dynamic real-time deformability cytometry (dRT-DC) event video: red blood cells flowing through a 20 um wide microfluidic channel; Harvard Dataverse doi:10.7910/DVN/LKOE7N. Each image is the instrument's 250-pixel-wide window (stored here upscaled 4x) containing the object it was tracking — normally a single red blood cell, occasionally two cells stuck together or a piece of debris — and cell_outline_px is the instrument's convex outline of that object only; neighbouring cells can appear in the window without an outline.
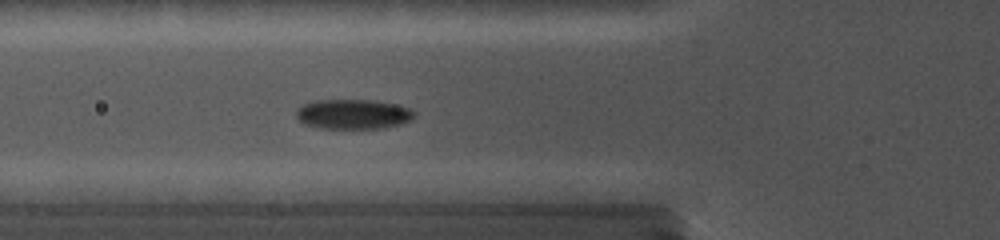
{"species": "common noctule bat (a hibernating species)", "species_latin": "Nyctalus noctula", "temperature_condition": "cold", "stored_images_in_passage": 23, "camera_frame_rate_fps": 5000, "um_per_image_px": 0.085, "animal": {"sex": "female", "body_mass_g": 19.0, "forearm_length_mm": 56.7}, "frame": {"image": 1, "passage_image": 14, "time_ms": 5.8, "image_size_px": [1000, 240], "cell_outline_px": [[416, 116], [400, 124], [384, 128], [320, 128], [304, 124], [296, 116], [296, 108], [312, 100], [376, 100], [408, 108], [416, 112]], "centroid_in_image_um": [29.98, 9.7], "position_along_channel_um": 95.8, "area_um2": 20.46}}
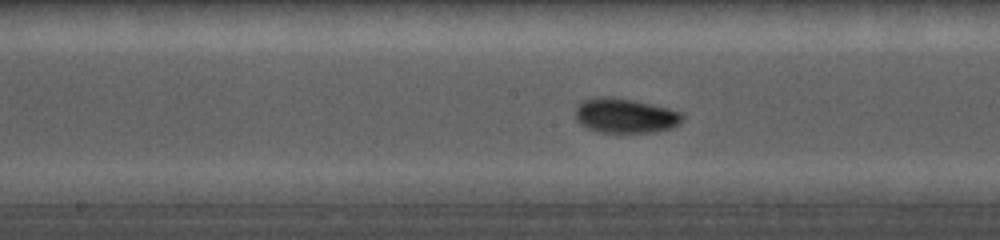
{"frame": {"image": 2, "passage_image": 20, "time_ms": 8.4, "image_size_px": [1000, 240], "cell_outline_px": [[684, 116], [672, 128], [652, 132], [600, 132], [588, 128], [580, 124], [576, 120], [576, 108], [584, 100], [596, 96], [612, 96], [632, 100], [668, 108], [680, 112]], "centroid_in_image_um": [53.11, 9.82], "position_along_channel_um": 195.1, "area_um2": 21.39}}